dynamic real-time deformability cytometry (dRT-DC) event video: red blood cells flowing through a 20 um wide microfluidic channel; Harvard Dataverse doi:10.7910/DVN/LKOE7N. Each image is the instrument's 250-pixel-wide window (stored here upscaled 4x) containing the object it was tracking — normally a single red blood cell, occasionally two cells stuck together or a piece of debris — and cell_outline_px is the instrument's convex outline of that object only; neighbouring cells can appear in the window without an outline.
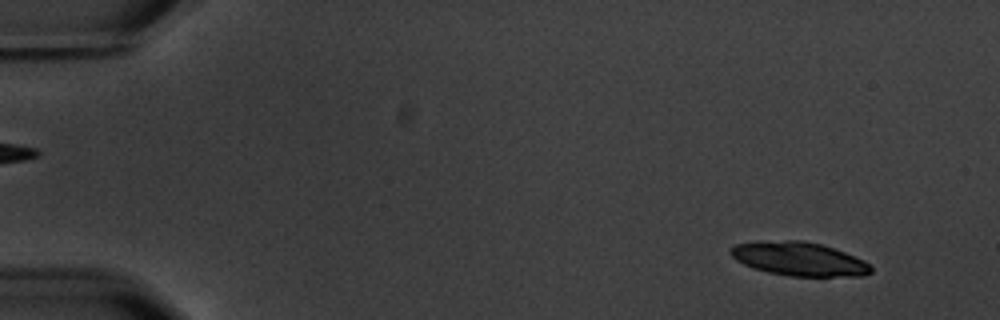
{"species": "common noctule bat (a hibernating species)", "species_latin": "Nyctalus noctula", "temperature_condition": "warm", "stored_images_in_passage": 6, "camera_frame_rate_fps": 3000, "um_per_image_px": 0.085, "animal": {"sex": "male", "body_mass_g": 20.1, "forearm_length_mm": 53.5}, "frame": {"image": 1, "passage_image": 1, "time_ms": 0.0, "image_size_px": [1000, 320], "cell_outline_px": [[872, 272], [864, 276], [792, 276], [768, 272], [752, 268], [736, 260], [728, 252], [728, 248], [736, 244], [756, 240], [804, 240], [820, 244], [844, 252], [864, 260], [872, 268]], "centroid_in_image_um": [67.86, 21.99], "position_along_channel_um": 17.1, "area_um2": 27.8}}